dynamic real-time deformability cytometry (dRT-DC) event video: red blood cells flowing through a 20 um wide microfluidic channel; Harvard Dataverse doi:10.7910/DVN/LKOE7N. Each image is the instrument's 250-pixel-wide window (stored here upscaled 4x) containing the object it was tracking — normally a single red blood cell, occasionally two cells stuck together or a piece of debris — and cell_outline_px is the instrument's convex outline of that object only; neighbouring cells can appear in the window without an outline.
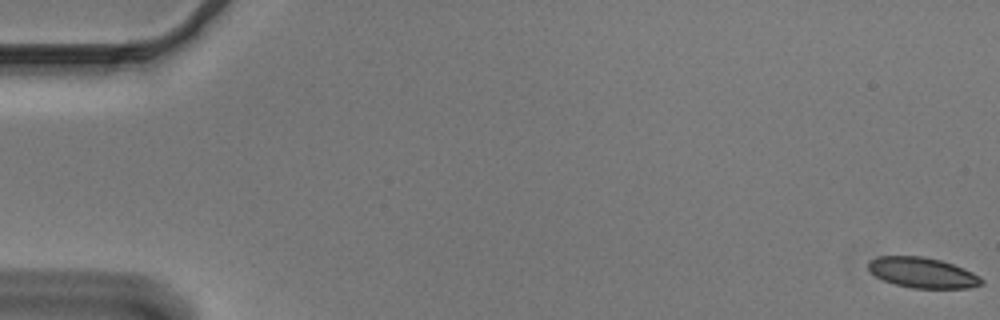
{"species": "Egyptian fruit bat (a non-hibernating species)", "species_latin": "Rousettus aegyptiacus", "temperature_condition": "cold", "stored_images_in_passage": 55, "camera_frame_rate_fps": 3000, "um_per_image_px": 0.085, "animal": {"sex": "male"}, "frame": {"image": 1, "passage_image": 1, "time_ms": 0.0, "image_size_px": [1000, 320], "cell_outline_px": [[984, 284], [968, 288], [912, 288], [896, 284], [884, 280], [876, 276], [868, 268], [868, 260], [876, 256], [920, 256], [940, 260], [964, 268], [980, 276], [984, 280]], "centroid_in_image_um": [78.43, 23.17], "position_along_channel_um": 6.6, "area_um2": 20.06}}
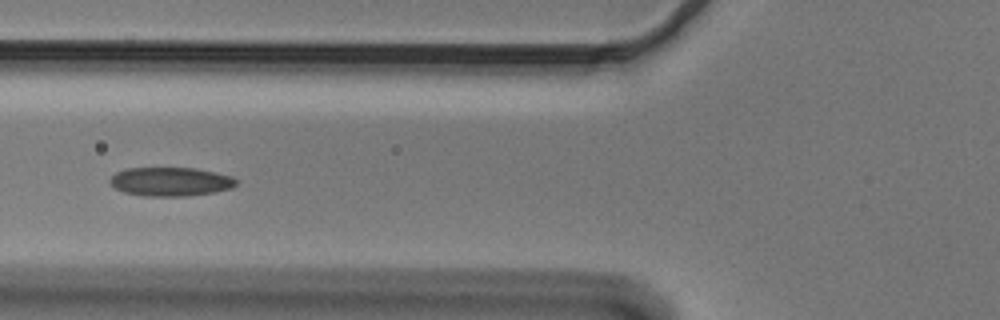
{"frame": {"image": 2, "passage_image": 22, "time_ms": 7.0, "image_size_px": [1000, 320], "cell_outline_px": [[236, 184], [232, 188], [216, 192], [188, 196], [144, 196], [124, 192], [116, 188], [108, 180], [116, 172], [124, 168], [196, 168], [232, 176], [236, 180]], "centroid_in_image_um": [14.5, 15.44], "position_along_channel_um": 111.3, "area_um2": 21.27}}
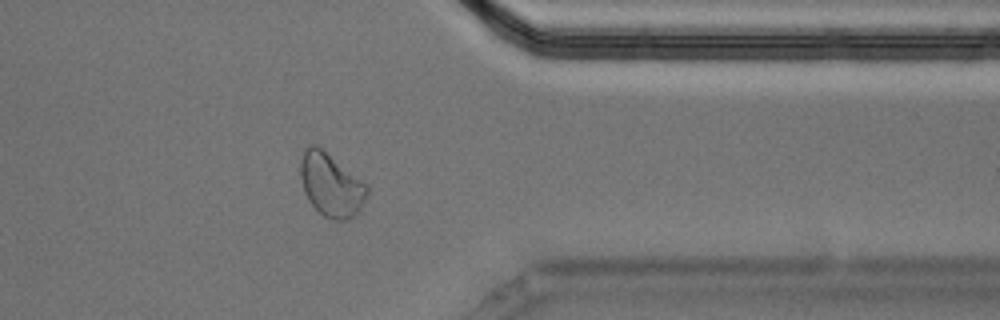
{"frame": {"image": 3, "passage_image": 45, "time_ms": 14.667, "image_size_px": [1000, 320], "cell_outline_px": [[368, 196], [356, 216], [348, 220], [332, 220], [324, 216], [308, 200], [304, 192], [300, 176], [300, 160], [304, 148], [308, 144], [316, 144], [368, 184]], "centroid_in_image_um": [28.15, 15.71], "position_along_channel_um": 383.3, "area_um2": 24.91}, "authors_computed_cell_mechanics": {"area_um2": 21.386, "velocity_mm_per_s": 3.6613, "shape_relaxation_time_tau1_ms": null, "shape_relaxation_time_tau2_ms": 2.77, "deformation_change_tau1": null, "deformation_change_tau2": 0.0841}}